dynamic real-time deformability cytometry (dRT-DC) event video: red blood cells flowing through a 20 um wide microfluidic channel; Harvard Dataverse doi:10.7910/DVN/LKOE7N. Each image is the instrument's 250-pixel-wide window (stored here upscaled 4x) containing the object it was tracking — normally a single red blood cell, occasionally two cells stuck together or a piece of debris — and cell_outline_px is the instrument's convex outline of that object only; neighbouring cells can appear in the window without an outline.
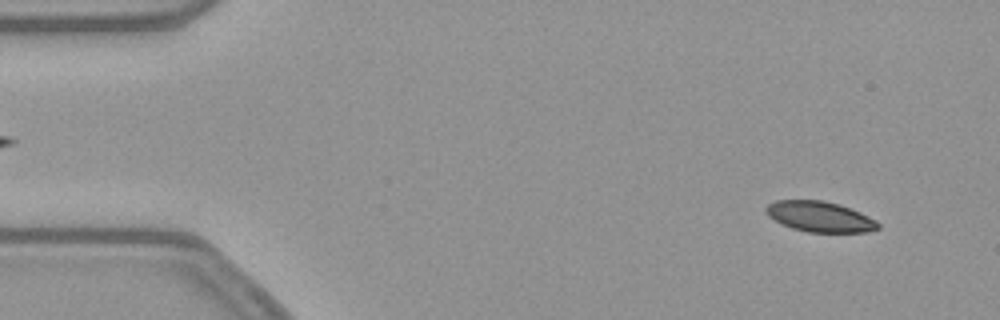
{"species": "common noctule bat (a hibernating species)", "species_latin": "Nyctalus noctula", "temperature_condition": "warm", "stored_images_in_passage": 53, "camera_frame_rate_fps": 3000, "um_per_image_px": 0.085, "animal": {"sex": "female", "body_mass_g": 21.9}, "frame": {"image": 1, "passage_image": 4, "time_ms": 1.0, "image_size_px": [1000, 320], "cell_outline_px": [[880, 228], [868, 232], [808, 232], [792, 228], [768, 216], [764, 212], [764, 208], [768, 204], [776, 200], [824, 200], [840, 204], [860, 212], [876, 220], [880, 224]], "centroid_in_image_um": [69.7, 18.41], "position_along_channel_um": 15.3, "area_um2": 20.0}}
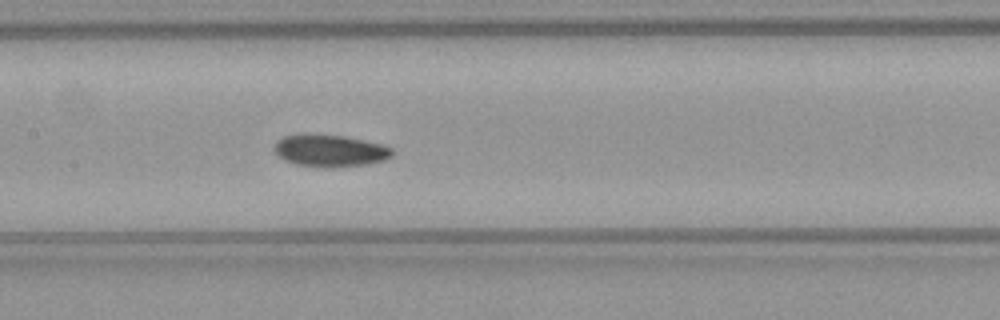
{"frame": {"image": 2, "passage_image": 25, "time_ms": 8.0, "image_size_px": [1000, 320], "cell_outline_px": [[396, 152], [392, 156], [384, 160], [368, 164], [332, 168], [324, 168], [296, 164], [284, 160], [272, 148], [276, 140], [284, 136], [344, 136], [384, 144], [392, 148]], "centroid_in_image_um": [28.11, 12.84], "position_along_channel_um": 179.3, "area_um2": 21.85}}
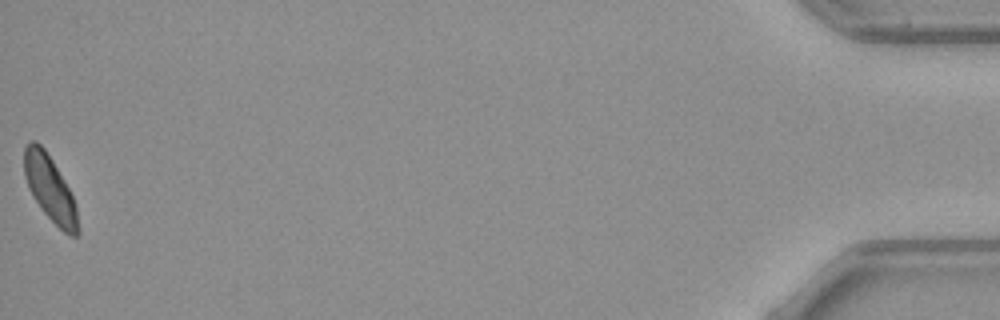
{"frame": {"image": 3, "passage_image": 53, "time_ms": 17.333, "image_size_px": [1000, 320], "cell_outline_px": [[80, 232], [76, 236], [72, 236], [64, 232], [44, 212], [32, 196], [28, 188], [24, 176], [24, 148], [32, 140], [36, 140], [44, 148], [52, 160], [64, 180], [76, 204], [80, 228]], "centroid_in_image_um": [4.25, 16.04], "position_along_channel_um": 430.9, "area_um2": 20.46}, "authors_computed_cell_mechanics": {"area_um2": 21.4438, "velocity_mm_per_s": 3.842, "shape_relaxation_time_tau1_ms": 6.5351, "shape_relaxation_time_tau2_ms": null, "deformation_change_tau1": 0.1139, "deformation_change_tau2": null}}